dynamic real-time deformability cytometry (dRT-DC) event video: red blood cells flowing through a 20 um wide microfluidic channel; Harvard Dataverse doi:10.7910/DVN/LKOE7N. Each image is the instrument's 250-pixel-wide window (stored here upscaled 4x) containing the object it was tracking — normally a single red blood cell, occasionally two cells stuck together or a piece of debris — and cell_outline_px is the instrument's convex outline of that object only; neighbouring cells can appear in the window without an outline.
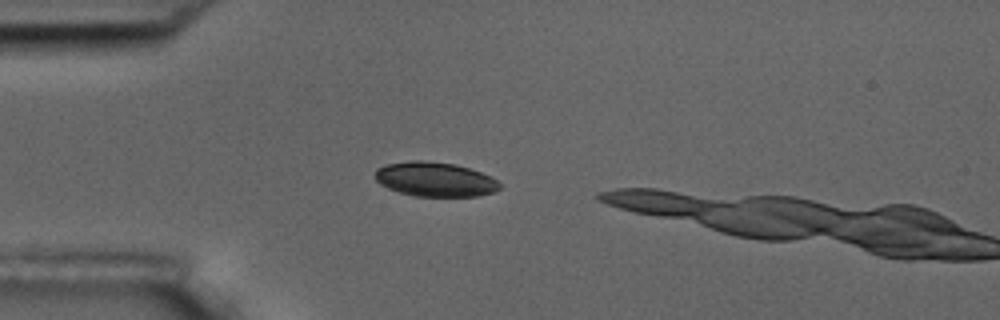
{"species": "common noctule bat (a hibernating species)", "species_latin": "Nyctalus noctula", "temperature_condition": "room temperature", "stored_images_in_passage": 2, "camera_frame_rate_fps": 3000, "um_per_image_px": 0.085, "animal": {"sex": "male", "body_mass_g": 17.5, "forearm_length_mm": 52.3}, "frame": {"image": 1, "passage_image": 1, "time_ms": 0.0, "image_size_px": [1000, 320], "cell_outline_px": [[500, 188], [496, 192], [476, 196], [416, 196], [400, 192], [388, 188], [380, 184], [376, 180], [376, 168], [388, 164], [412, 160], [424, 160], [456, 164], [480, 172], [496, 180], [500, 184]], "centroid_in_image_um": [36.98, 15.24], "position_along_channel_um": 48.0, "area_um2": 24.85}}